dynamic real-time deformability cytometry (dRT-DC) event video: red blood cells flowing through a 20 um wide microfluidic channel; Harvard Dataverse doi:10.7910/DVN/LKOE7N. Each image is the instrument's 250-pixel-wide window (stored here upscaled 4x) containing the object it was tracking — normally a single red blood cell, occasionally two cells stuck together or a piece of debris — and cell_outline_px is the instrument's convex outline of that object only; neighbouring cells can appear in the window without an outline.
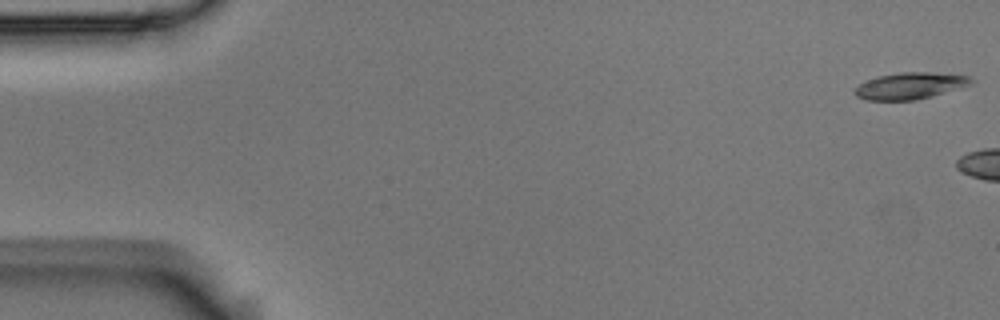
{"species": "Egyptian fruit bat (a non-hibernating species)", "species_latin": "Rousettus aegyptiacus", "temperature_condition": "room temperature", "stored_images_in_passage": 3, "camera_frame_rate_fps": 3000, "um_per_image_px": 0.085, "animal": {"sex": "male"}, "frame": {"image": 1, "passage_image": 1, "time_ms": 0.0, "image_size_px": [1000, 320], "cell_outline_px": [[976, 80], [972, 84], [932, 96], [916, 100], [864, 100], [856, 96], [852, 92], [860, 84], [876, 76], [900, 72], [932, 72], [972, 76]], "centroid_in_image_um": [77.38, 7.29], "position_along_channel_um": 7.6, "area_um2": 18.21}}